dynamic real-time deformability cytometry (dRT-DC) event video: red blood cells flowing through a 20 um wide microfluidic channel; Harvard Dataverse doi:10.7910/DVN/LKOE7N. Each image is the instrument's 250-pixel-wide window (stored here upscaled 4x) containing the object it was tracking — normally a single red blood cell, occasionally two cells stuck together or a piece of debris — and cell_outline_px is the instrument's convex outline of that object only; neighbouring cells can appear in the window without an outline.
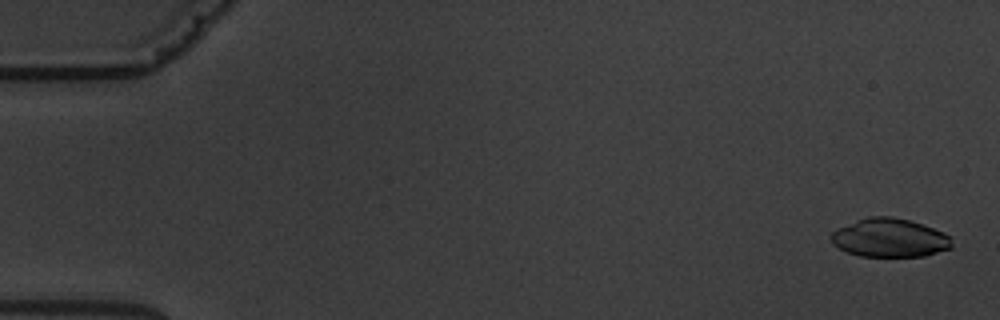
{"species": "common noctule bat (a hibernating species)", "species_latin": "Nyctalus noctula", "temperature_condition": "warm", "stored_images_in_passage": 5, "camera_frame_rate_fps": 3000, "um_per_image_px": 0.085, "animal": {"sex": "male", "body_mass_g": 19.5, "forearm_length_mm": 54.6}, "frame": {"image": 1, "passage_image": 1, "time_ms": 0.0, "image_size_px": [1000, 320], "cell_outline_px": [[952, 248], [924, 256], [860, 256], [848, 252], [832, 244], [832, 232], [836, 228], [868, 216], [892, 216], [908, 220], [944, 232], [952, 236]], "centroid_in_image_um": [75.64, 20.21], "position_along_channel_um": 9.4, "area_um2": 27.11}}